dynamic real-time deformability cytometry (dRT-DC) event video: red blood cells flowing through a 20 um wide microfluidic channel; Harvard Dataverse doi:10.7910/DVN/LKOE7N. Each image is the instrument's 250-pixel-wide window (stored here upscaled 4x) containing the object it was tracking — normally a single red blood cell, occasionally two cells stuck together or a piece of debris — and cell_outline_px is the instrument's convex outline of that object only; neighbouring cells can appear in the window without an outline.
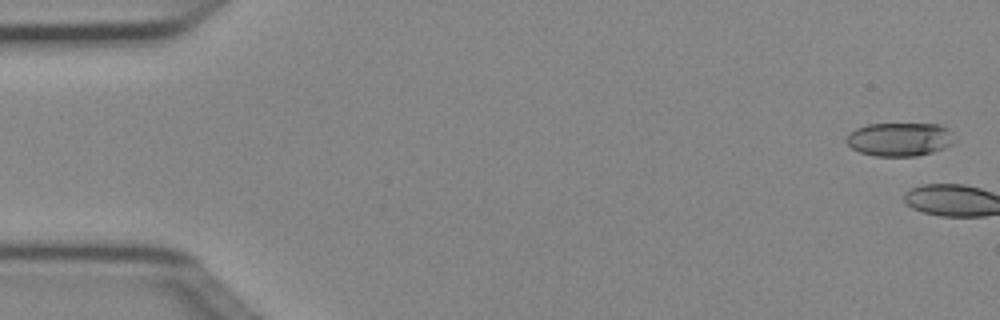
{"species": "Egyptian fruit bat (a non-hibernating species)", "species_latin": "Rousettus aegyptiacus", "temperature_condition": "cold", "stored_images_in_passage": 5, "camera_frame_rate_fps": 3000, "um_per_image_px": 0.085, "animal": {"sex": "female"}, "frame": {"image": 1, "passage_image": 1, "time_ms": 0.0, "image_size_px": [1000, 320], "cell_outline_px": [[956, 140], [952, 144], [944, 148], [932, 152], [916, 156], [872, 156], [860, 152], [852, 148], [844, 140], [848, 132], [856, 128], [868, 124], [936, 124], [948, 128]], "centroid_in_image_um": [76.45, 11.84], "position_along_channel_um": 8.6, "area_um2": 21.33}}
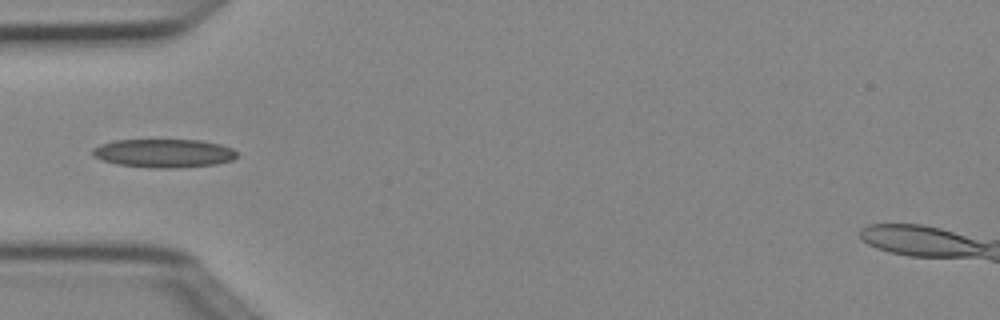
{"frame": {"image": 2, "passage_image": 4, "time_ms": 1.0, "image_size_px": [1000, 320], "cell_outline_px": [[236, 156], [232, 160], [216, 164], [176, 168], [148, 168], [116, 164], [92, 156], [92, 148], [100, 144], [112, 140], [200, 140], [220, 144], [232, 148], [236, 152]], "centroid_in_image_um": [13.89, 13.02], "position_along_channel_um": 71.1, "area_um2": 24.1}}
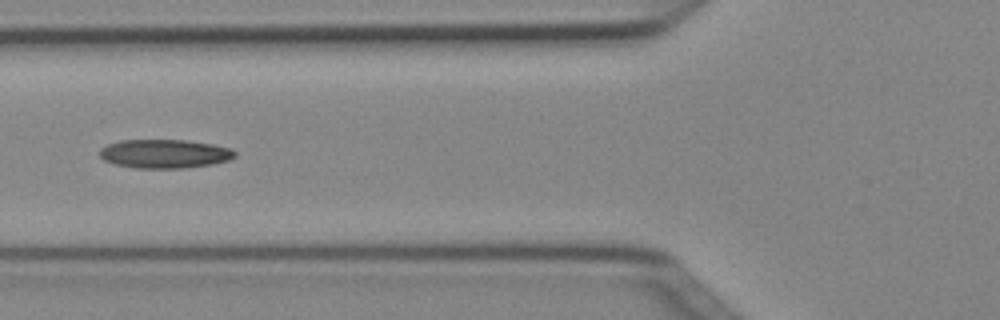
{"frame": {"image": 3, "passage_image": 5, "time_ms": 1.333, "image_size_px": [1000, 320], "cell_outline_px": [[236, 156], [228, 160], [212, 164], [184, 168], [136, 168], [116, 164], [104, 160], [100, 156], [100, 148], [108, 144], [120, 140], [184, 140], [212, 144], [232, 148], [236, 152]], "centroid_in_image_um": [14.0, 13.07], "position_along_channel_um": 111.8, "area_um2": 22.66}}